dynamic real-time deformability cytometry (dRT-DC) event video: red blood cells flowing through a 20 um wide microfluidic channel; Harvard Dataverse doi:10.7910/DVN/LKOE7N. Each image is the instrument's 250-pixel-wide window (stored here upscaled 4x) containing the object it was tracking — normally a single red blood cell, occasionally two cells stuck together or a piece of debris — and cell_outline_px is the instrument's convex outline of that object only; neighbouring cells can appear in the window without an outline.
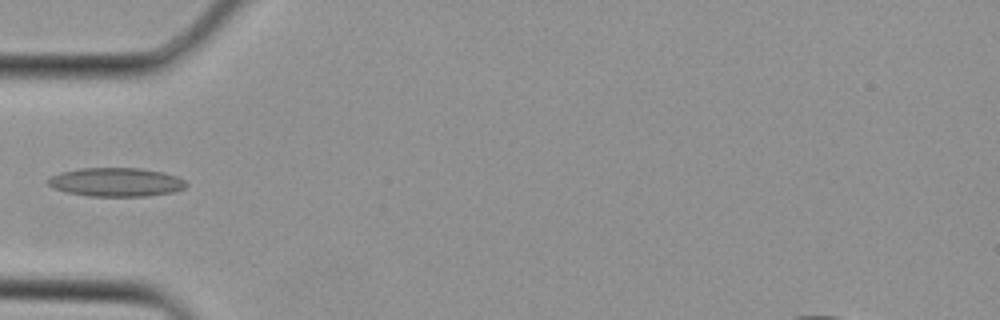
{"species": "Egyptian fruit bat (a non-hibernating species)", "species_latin": "Rousettus aegyptiacus", "temperature_condition": "cold", "stored_images_in_passage": 4, "camera_frame_rate_fps": 3000, "um_per_image_px": 0.085, "animal": {"sex": "female"}, "frame": {"image": 1, "passage_image": 4, "time_ms": 1.0, "image_size_px": [1000, 320], "cell_outline_px": [[188, 184], [184, 188], [172, 192], [148, 196], [88, 196], [68, 192], [56, 188], [48, 184], [48, 180], [52, 176], [60, 172], [80, 168], [140, 168], [164, 172], [176, 176], [184, 180]], "centroid_in_image_um": [9.9, 15.47], "position_along_channel_um": 75.1, "area_um2": 23.0}}